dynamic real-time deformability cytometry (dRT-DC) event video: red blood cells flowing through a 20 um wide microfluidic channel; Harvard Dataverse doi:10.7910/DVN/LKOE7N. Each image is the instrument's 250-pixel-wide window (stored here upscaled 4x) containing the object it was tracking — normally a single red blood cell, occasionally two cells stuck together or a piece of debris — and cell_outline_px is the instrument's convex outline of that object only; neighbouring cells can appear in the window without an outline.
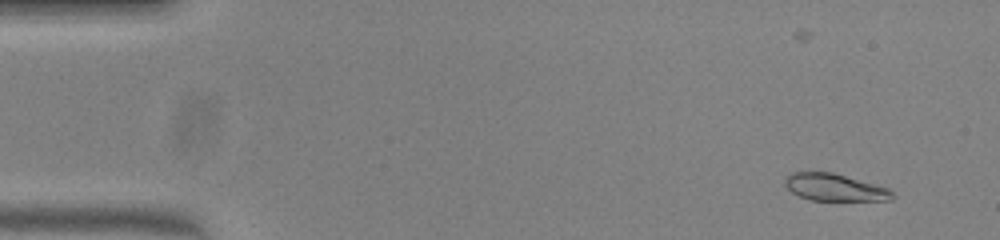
{"species": "common noctule bat (a hibernating species)", "species_latin": "Nyctalus noctula", "temperature_condition": "warm", "stored_images_in_passage": 52, "camera_frame_rate_fps": 3000, "um_per_image_px": 0.085, "animal": {"sex": "female", "body_mass_g": 23.0, "forearm_length_mm": 53.4}, "frame": {"image": 1, "passage_image": 3, "time_ms": 0.667, "image_size_px": [1000, 240], "cell_outline_px": [[896, 196], [892, 200], [812, 200], [800, 196], [792, 192], [784, 184], [784, 176], [792, 172], [832, 172], [888, 188]], "centroid_in_image_um": [70.92, 15.92], "position_along_channel_um": 14.1, "area_um2": 16.88}}
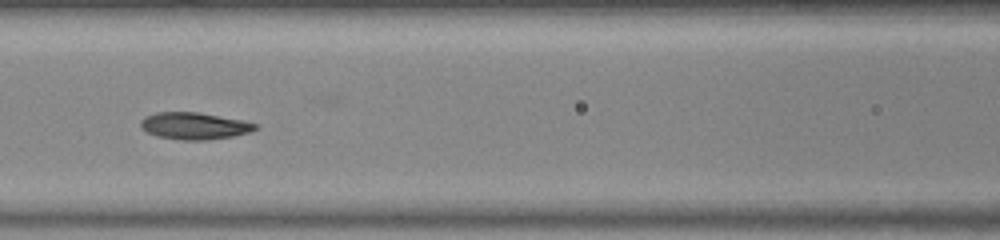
{"frame": {"image": 2, "passage_image": 22, "time_ms": 7.0, "image_size_px": [1000, 240], "cell_outline_px": [[256, 128], [248, 132], [232, 136], [208, 140], [180, 140], [156, 136], [148, 132], [140, 124], [140, 120], [144, 116], [156, 112], [200, 112], [240, 120], [256, 124]], "centroid_in_image_um": [16.46, 10.69], "position_along_channel_um": 150.1, "area_um2": 17.8}}
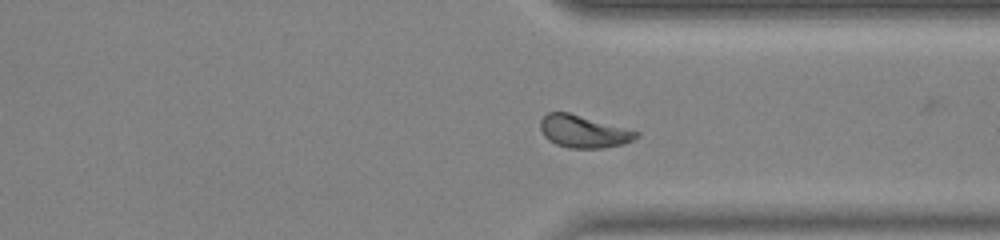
{"frame": {"image": 3, "passage_image": 38, "time_ms": 12.333, "image_size_px": [1000, 240], "cell_outline_px": [[640, 136], [624, 144], [604, 148], [568, 148], [556, 144], [548, 140], [544, 136], [540, 128], [540, 120], [548, 112], [568, 112], [640, 132]], "centroid_in_image_um": [49.59, 11.18], "position_along_channel_um": 361.8, "area_um2": 18.09}, "authors_computed_cell_mechanics": {"area_um2": 18.0914, "velocity_mm_per_s": 3.9727, "shape_relaxation_time_tau1_ms": 5.4244, "shape_relaxation_time_tau2_ms": 2.7837, "deformation_change_tau1": 0.1679, "deformation_change_tau2": 0.058}}